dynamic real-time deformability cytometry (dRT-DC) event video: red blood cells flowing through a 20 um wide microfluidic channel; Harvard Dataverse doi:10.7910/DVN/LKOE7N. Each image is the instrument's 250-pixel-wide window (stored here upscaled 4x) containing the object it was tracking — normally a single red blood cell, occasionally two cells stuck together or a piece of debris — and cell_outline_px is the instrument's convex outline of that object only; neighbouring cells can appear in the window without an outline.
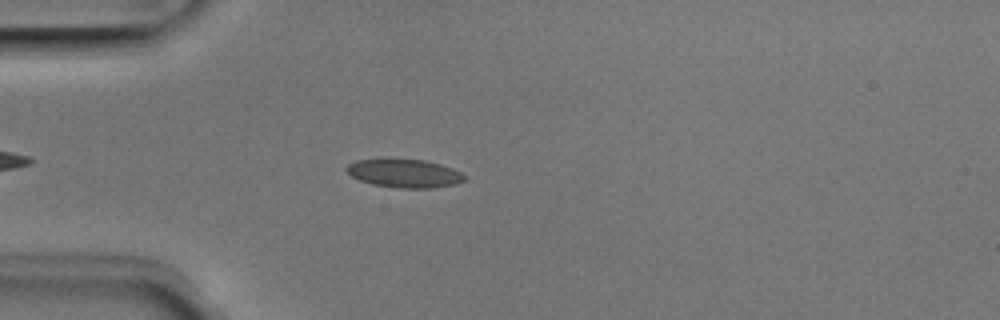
{"species": "Egyptian fruit bat (a non-hibernating species)", "species_latin": "Rousettus aegyptiacus", "temperature_condition": "room temperature", "stored_images_in_passage": 4, "camera_frame_rate_fps": 3000, "um_per_image_px": 0.085, "animal": {"sex": "male"}, "frame": {"image": 1, "passage_image": 4, "time_ms": 1.0, "image_size_px": [1000, 320], "cell_outline_px": [[468, 176], [464, 180], [456, 184], [432, 188], [400, 188], [372, 184], [360, 180], [352, 176], [344, 168], [348, 164], [356, 160], [384, 156], [388, 156], [424, 160], [440, 164], [452, 168]], "centroid_in_image_um": [34.33, 14.68], "position_along_channel_um": 50.7, "area_um2": 20.29}}